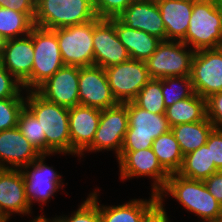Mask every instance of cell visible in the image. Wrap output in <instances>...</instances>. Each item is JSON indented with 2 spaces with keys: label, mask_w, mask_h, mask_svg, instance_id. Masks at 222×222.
<instances>
[{
  "label": "cell",
  "mask_w": 222,
  "mask_h": 222,
  "mask_svg": "<svg viewBox=\"0 0 222 222\" xmlns=\"http://www.w3.org/2000/svg\"><path fill=\"white\" fill-rule=\"evenodd\" d=\"M25 93V107L39 121L46 145L55 154H71L69 108L46 100L36 90Z\"/></svg>",
  "instance_id": "cell-1"
},
{
  "label": "cell",
  "mask_w": 222,
  "mask_h": 222,
  "mask_svg": "<svg viewBox=\"0 0 222 222\" xmlns=\"http://www.w3.org/2000/svg\"><path fill=\"white\" fill-rule=\"evenodd\" d=\"M168 195L174 197L187 211L200 217L202 222L222 219V205L210 194L203 181L185 178L177 173L170 174L158 198L163 199Z\"/></svg>",
  "instance_id": "cell-2"
},
{
  "label": "cell",
  "mask_w": 222,
  "mask_h": 222,
  "mask_svg": "<svg viewBox=\"0 0 222 222\" xmlns=\"http://www.w3.org/2000/svg\"><path fill=\"white\" fill-rule=\"evenodd\" d=\"M94 0H36L34 26L53 30L97 19Z\"/></svg>",
  "instance_id": "cell-3"
},
{
  "label": "cell",
  "mask_w": 222,
  "mask_h": 222,
  "mask_svg": "<svg viewBox=\"0 0 222 222\" xmlns=\"http://www.w3.org/2000/svg\"><path fill=\"white\" fill-rule=\"evenodd\" d=\"M222 41V15L214 0H196L193 4L185 44L192 50L217 49Z\"/></svg>",
  "instance_id": "cell-4"
},
{
  "label": "cell",
  "mask_w": 222,
  "mask_h": 222,
  "mask_svg": "<svg viewBox=\"0 0 222 222\" xmlns=\"http://www.w3.org/2000/svg\"><path fill=\"white\" fill-rule=\"evenodd\" d=\"M128 128L121 151H137L152 147L153 141L171 130L165 114H154L127 102Z\"/></svg>",
  "instance_id": "cell-5"
},
{
  "label": "cell",
  "mask_w": 222,
  "mask_h": 222,
  "mask_svg": "<svg viewBox=\"0 0 222 222\" xmlns=\"http://www.w3.org/2000/svg\"><path fill=\"white\" fill-rule=\"evenodd\" d=\"M194 53L183 42L161 41L155 52L145 61L150 78L190 76Z\"/></svg>",
  "instance_id": "cell-6"
},
{
  "label": "cell",
  "mask_w": 222,
  "mask_h": 222,
  "mask_svg": "<svg viewBox=\"0 0 222 222\" xmlns=\"http://www.w3.org/2000/svg\"><path fill=\"white\" fill-rule=\"evenodd\" d=\"M53 31L57 35L61 58L65 65H94L93 20Z\"/></svg>",
  "instance_id": "cell-7"
},
{
  "label": "cell",
  "mask_w": 222,
  "mask_h": 222,
  "mask_svg": "<svg viewBox=\"0 0 222 222\" xmlns=\"http://www.w3.org/2000/svg\"><path fill=\"white\" fill-rule=\"evenodd\" d=\"M29 35L34 46L32 90H36L65 64L61 58L57 35L53 30L34 26Z\"/></svg>",
  "instance_id": "cell-8"
},
{
  "label": "cell",
  "mask_w": 222,
  "mask_h": 222,
  "mask_svg": "<svg viewBox=\"0 0 222 222\" xmlns=\"http://www.w3.org/2000/svg\"><path fill=\"white\" fill-rule=\"evenodd\" d=\"M128 128L127 102L101 110L100 121L92 143L83 152L114 150L118 158Z\"/></svg>",
  "instance_id": "cell-9"
},
{
  "label": "cell",
  "mask_w": 222,
  "mask_h": 222,
  "mask_svg": "<svg viewBox=\"0 0 222 222\" xmlns=\"http://www.w3.org/2000/svg\"><path fill=\"white\" fill-rule=\"evenodd\" d=\"M111 92L118 103L133 101L151 79L146 62L129 59L104 69Z\"/></svg>",
  "instance_id": "cell-10"
},
{
  "label": "cell",
  "mask_w": 222,
  "mask_h": 222,
  "mask_svg": "<svg viewBox=\"0 0 222 222\" xmlns=\"http://www.w3.org/2000/svg\"><path fill=\"white\" fill-rule=\"evenodd\" d=\"M120 177L124 179L134 177H150L153 179L152 193L158 194L166 185L170 174L161 166L152 147L137 151H121L117 158Z\"/></svg>",
  "instance_id": "cell-11"
},
{
  "label": "cell",
  "mask_w": 222,
  "mask_h": 222,
  "mask_svg": "<svg viewBox=\"0 0 222 222\" xmlns=\"http://www.w3.org/2000/svg\"><path fill=\"white\" fill-rule=\"evenodd\" d=\"M191 80L194 92L207 99L222 92V53L217 49L195 51Z\"/></svg>",
  "instance_id": "cell-12"
},
{
  "label": "cell",
  "mask_w": 222,
  "mask_h": 222,
  "mask_svg": "<svg viewBox=\"0 0 222 222\" xmlns=\"http://www.w3.org/2000/svg\"><path fill=\"white\" fill-rule=\"evenodd\" d=\"M49 155L41 154L31 164L21 169L25 179V189L32 209V203H47L58 189L64 186L62 178L53 167H49L44 163ZM31 168V170H30Z\"/></svg>",
  "instance_id": "cell-13"
},
{
  "label": "cell",
  "mask_w": 222,
  "mask_h": 222,
  "mask_svg": "<svg viewBox=\"0 0 222 222\" xmlns=\"http://www.w3.org/2000/svg\"><path fill=\"white\" fill-rule=\"evenodd\" d=\"M34 46L31 36L9 39L4 42L0 61L23 86V90H32V67Z\"/></svg>",
  "instance_id": "cell-14"
},
{
  "label": "cell",
  "mask_w": 222,
  "mask_h": 222,
  "mask_svg": "<svg viewBox=\"0 0 222 222\" xmlns=\"http://www.w3.org/2000/svg\"><path fill=\"white\" fill-rule=\"evenodd\" d=\"M79 105L100 110L116 106L105 70L96 65L79 67Z\"/></svg>",
  "instance_id": "cell-15"
},
{
  "label": "cell",
  "mask_w": 222,
  "mask_h": 222,
  "mask_svg": "<svg viewBox=\"0 0 222 222\" xmlns=\"http://www.w3.org/2000/svg\"><path fill=\"white\" fill-rule=\"evenodd\" d=\"M94 65L103 69L130 59L126 47L120 42L114 24L109 19L93 20Z\"/></svg>",
  "instance_id": "cell-16"
},
{
  "label": "cell",
  "mask_w": 222,
  "mask_h": 222,
  "mask_svg": "<svg viewBox=\"0 0 222 222\" xmlns=\"http://www.w3.org/2000/svg\"><path fill=\"white\" fill-rule=\"evenodd\" d=\"M79 67L64 65L36 91L46 100L71 108L79 105Z\"/></svg>",
  "instance_id": "cell-17"
},
{
  "label": "cell",
  "mask_w": 222,
  "mask_h": 222,
  "mask_svg": "<svg viewBox=\"0 0 222 222\" xmlns=\"http://www.w3.org/2000/svg\"><path fill=\"white\" fill-rule=\"evenodd\" d=\"M117 18L129 28L166 41V29L156 0H135Z\"/></svg>",
  "instance_id": "cell-18"
},
{
  "label": "cell",
  "mask_w": 222,
  "mask_h": 222,
  "mask_svg": "<svg viewBox=\"0 0 222 222\" xmlns=\"http://www.w3.org/2000/svg\"><path fill=\"white\" fill-rule=\"evenodd\" d=\"M101 110L87 106L69 108L71 155L84 156L83 151L92 143L100 121Z\"/></svg>",
  "instance_id": "cell-19"
},
{
  "label": "cell",
  "mask_w": 222,
  "mask_h": 222,
  "mask_svg": "<svg viewBox=\"0 0 222 222\" xmlns=\"http://www.w3.org/2000/svg\"><path fill=\"white\" fill-rule=\"evenodd\" d=\"M40 155L41 153L25 138L18 127L0 132L2 168L22 169Z\"/></svg>",
  "instance_id": "cell-20"
},
{
  "label": "cell",
  "mask_w": 222,
  "mask_h": 222,
  "mask_svg": "<svg viewBox=\"0 0 222 222\" xmlns=\"http://www.w3.org/2000/svg\"><path fill=\"white\" fill-rule=\"evenodd\" d=\"M0 206L9 217L13 213L31 215V206L21 169L2 168L0 170Z\"/></svg>",
  "instance_id": "cell-21"
},
{
  "label": "cell",
  "mask_w": 222,
  "mask_h": 222,
  "mask_svg": "<svg viewBox=\"0 0 222 222\" xmlns=\"http://www.w3.org/2000/svg\"><path fill=\"white\" fill-rule=\"evenodd\" d=\"M196 0H156L166 29V41L185 43V36Z\"/></svg>",
  "instance_id": "cell-22"
},
{
  "label": "cell",
  "mask_w": 222,
  "mask_h": 222,
  "mask_svg": "<svg viewBox=\"0 0 222 222\" xmlns=\"http://www.w3.org/2000/svg\"><path fill=\"white\" fill-rule=\"evenodd\" d=\"M109 20L114 24L117 36L126 47L131 59L145 62L162 41L142 30L129 28L118 18H110Z\"/></svg>",
  "instance_id": "cell-23"
},
{
  "label": "cell",
  "mask_w": 222,
  "mask_h": 222,
  "mask_svg": "<svg viewBox=\"0 0 222 222\" xmlns=\"http://www.w3.org/2000/svg\"><path fill=\"white\" fill-rule=\"evenodd\" d=\"M150 199H132L122 205H100L101 222H141L144 212L158 199V194L151 192Z\"/></svg>",
  "instance_id": "cell-24"
},
{
  "label": "cell",
  "mask_w": 222,
  "mask_h": 222,
  "mask_svg": "<svg viewBox=\"0 0 222 222\" xmlns=\"http://www.w3.org/2000/svg\"><path fill=\"white\" fill-rule=\"evenodd\" d=\"M165 115L170 127L205 120L207 118L206 99L194 93L167 107Z\"/></svg>",
  "instance_id": "cell-25"
},
{
  "label": "cell",
  "mask_w": 222,
  "mask_h": 222,
  "mask_svg": "<svg viewBox=\"0 0 222 222\" xmlns=\"http://www.w3.org/2000/svg\"><path fill=\"white\" fill-rule=\"evenodd\" d=\"M215 127L208 118L194 123L177 124L171 127L175 139L184 155L207 143L209 134Z\"/></svg>",
  "instance_id": "cell-26"
},
{
  "label": "cell",
  "mask_w": 222,
  "mask_h": 222,
  "mask_svg": "<svg viewBox=\"0 0 222 222\" xmlns=\"http://www.w3.org/2000/svg\"><path fill=\"white\" fill-rule=\"evenodd\" d=\"M217 171L219 170L215 164L211 163L210 149L205 144L183 156V162L177 174L185 178L204 181Z\"/></svg>",
  "instance_id": "cell-27"
},
{
  "label": "cell",
  "mask_w": 222,
  "mask_h": 222,
  "mask_svg": "<svg viewBox=\"0 0 222 222\" xmlns=\"http://www.w3.org/2000/svg\"><path fill=\"white\" fill-rule=\"evenodd\" d=\"M152 149L161 166L169 173H177L183 162V154L171 130L153 141Z\"/></svg>",
  "instance_id": "cell-28"
},
{
  "label": "cell",
  "mask_w": 222,
  "mask_h": 222,
  "mask_svg": "<svg viewBox=\"0 0 222 222\" xmlns=\"http://www.w3.org/2000/svg\"><path fill=\"white\" fill-rule=\"evenodd\" d=\"M34 22L25 14L0 7V36L4 41L30 34Z\"/></svg>",
  "instance_id": "cell-29"
},
{
  "label": "cell",
  "mask_w": 222,
  "mask_h": 222,
  "mask_svg": "<svg viewBox=\"0 0 222 222\" xmlns=\"http://www.w3.org/2000/svg\"><path fill=\"white\" fill-rule=\"evenodd\" d=\"M25 138L41 153L45 155L55 154L46 145L45 133H42L39 121L36 117L26 108L21 111L18 119L17 126Z\"/></svg>",
  "instance_id": "cell-30"
},
{
  "label": "cell",
  "mask_w": 222,
  "mask_h": 222,
  "mask_svg": "<svg viewBox=\"0 0 222 222\" xmlns=\"http://www.w3.org/2000/svg\"><path fill=\"white\" fill-rule=\"evenodd\" d=\"M133 102L154 114H165L166 106L162 94V79H150L140 90Z\"/></svg>",
  "instance_id": "cell-31"
},
{
  "label": "cell",
  "mask_w": 222,
  "mask_h": 222,
  "mask_svg": "<svg viewBox=\"0 0 222 222\" xmlns=\"http://www.w3.org/2000/svg\"><path fill=\"white\" fill-rule=\"evenodd\" d=\"M194 93L191 76L162 78V94L166 108Z\"/></svg>",
  "instance_id": "cell-32"
},
{
  "label": "cell",
  "mask_w": 222,
  "mask_h": 222,
  "mask_svg": "<svg viewBox=\"0 0 222 222\" xmlns=\"http://www.w3.org/2000/svg\"><path fill=\"white\" fill-rule=\"evenodd\" d=\"M97 192L98 190L90 193L70 217L64 215L55 217V219L58 222H101Z\"/></svg>",
  "instance_id": "cell-33"
},
{
  "label": "cell",
  "mask_w": 222,
  "mask_h": 222,
  "mask_svg": "<svg viewBox=\"0 0 222 222\" xmlns=\"http://www.w3.org/2000/svg\"><path fill=\"white\" fill-rule=\"evenodd\" d=\"M26 97L0 99V132L18 126V119L25 107Z\"/></svg>",
  "instance_id": "cell-34"
},
{
  "label": "cell",
  "mask_w": 222,
  "mask_h": 222,
  "mask_svg": "<svg viewBox=\"0 0 222 222\" xmlns=\"http://www.w3.org/2000/svg\"><path fill=\"white\" fill-rule=\"evenodd\" d=\"M135 0H94V9L100 19L117 18Z\"/></svg>",
  "instance_id": "cell-35"
},
{
  "label": "cell",
  "mask_w": 222,
  "mask_h": 222,
  "mask_svg": "<svg viewBox=\"0 0 222 222\" xmlns=\"http://www.w3.org/2000/svg\"><path fill=\"white\" fill-rule=\"evenodd\" d=\"M22 89V84L4 68L0 61V99L24 97L22 96Z\"/></svg>",
  "instance_id": "cell-36"
},
{
  "label": "cell",
  "mask_w": 222,
  "mask_h": 222,
  "mask_svg": "<svg viewBox=\"0 0 222 222\" xmlns=\"http://www.w3.org/2000/svg\"><path fill=\"white\" fill-rule=\"evenodd\" d=\"M206 145L210 149L211 163L222 170V129L214 128L209 134Z\"/></svg>",
  "instance_id": "cell-37"
},
{
  "label": "cell",
  "mask_w": 222,
  "mask_h": 222,
  "mask_svg": "<svg viewBox=\"0 0 222 222\" xmlns=\"http://www.w3.org/2000/svg\"><path fill=\"white\" fill-rule=\"evenodd\" d=\"M207 118L215 128L222 129V92L206 99Z\"/></svg>",
  "instance_id": "cell-38"
},
{
  "label": "cell",
  "mask_w": 222,
  "mask_h": 222,
  "mask_svg": "<svg viewBox=\"0 0 222 222\" xmlns=\"http://www.w3.org/2000/svg\"><path fill=\"white\" fill-rule=\"evenodd\" d=\"M0 7L25 13L34 22L36 0H0Z\"/></svg>",
  "instance_id": "cell-39"
},
{
  "label": "cell",
  "mask_w": 222,
  "mask_h": 222,
  "mask_svg": "<svg viewBox=\"0 0 222 222\" xmlns=\"http://www.w3.org/2000/svg\"><path fill=\"white\" fill-rule=\"evenodd\" d=\"M164 199H157L143 214L141 222H170Z\"/></svg>",
  "instance_id": "cell-40"
},
{
  "label": "cell",
  "mask_w": 222,
  "mask_h": 222,
  "mask_svg": "<svg viewBox=\"0 0 222 222\" xmlns=\"http://www.w3.org/2000/svg\"><path fill=\"white\" fill-rule=\"evenodd\" d=\"M210 194L222 205V170L203 181Z\"/></svg>",
  "instance_id": "cell-41"
},
{
  "label": "cell",
  "mask_w": 222,
  "mask_h": 222,
  "mask_svg": "<svg viewBox=\"0 0 222 222\" xmlns=\"http://www.w3.org/2000/svg\"><path fill=\"white\" fill-rule=\"evenodd\" d=\"M10 217L4 212L3 208L0 206V222H8Z\"/></svg>",
  "instance_id": "cell-42"
},
{
  "label": "cell",
  "mask_w": 222,
  "mask_h": 222,
  "mask_svg": "<svg viewBox=\"0 0 222 222\" xmlns=\"http://www.w3.org/2000/svg\"><path fill=\"white\" fill-rule=\"evenodd\" d=\"M45 215L40 214V216H36L33 220L30 222H49V219L44 217Z\"/></svg>",
  "instance_id": "cell-43"
},
{
  "label": "cell",
  "mask_w": 222,
  "mask_h": 222,
  "mask_svg": "<svg viewBox=\"0 0 222 222\" xmlns=\"http://www.w3.org/2000/svg\"><path fill=\"white\" fill-rule=\"evenodd\" d=\"M217 10L222 15V0H214Z\"/></svg>",
  "instance_id": "cell-44"
},
{
  "label": "cell",
  "mask_w": 222,
  "mask_h": 222,
  "mask_svg": "<svg viewBox=\"0 0 222 222\" xmlns=\"http://www.w3.org/2000/svg\"><path fill=\"white\" fill-rule=\"evenodd\" d=\"M4 42H5L4 39L0 36V56H1V52H2Z\"/></svg>",
  "instance_id": "cell-45"
},
{
  "label": "cell",
  "mask_w": 222,
  "mask_h": 222,
  "mask_svg": "<svg viewBox=\"0 0 222 222\" xmlns=\"http://www.w3.org/2000/svg\"><path fill=\"white\" fill-rule=\"evenodd\" d=\"M218 49H219L220 52L222 53V41L219 43Z\"/></svg>",
  "instance_id": "cell-46"
},
{
  "label": "cell",
  "mask_w": 222,
  "mask_h": 222,
  "mask_svg": "<svg viewBox=\"0 0 222 222\" xmlns=\"http://www.w3.org/2000/svg\"><path fill=\"white\" fill-rule=\"evenodd\" d=\"M49 222H58V221L55 218L52 220L49 218Z\"/></svg>",
  "instance_id": "cell-47"
}]
</instances>
